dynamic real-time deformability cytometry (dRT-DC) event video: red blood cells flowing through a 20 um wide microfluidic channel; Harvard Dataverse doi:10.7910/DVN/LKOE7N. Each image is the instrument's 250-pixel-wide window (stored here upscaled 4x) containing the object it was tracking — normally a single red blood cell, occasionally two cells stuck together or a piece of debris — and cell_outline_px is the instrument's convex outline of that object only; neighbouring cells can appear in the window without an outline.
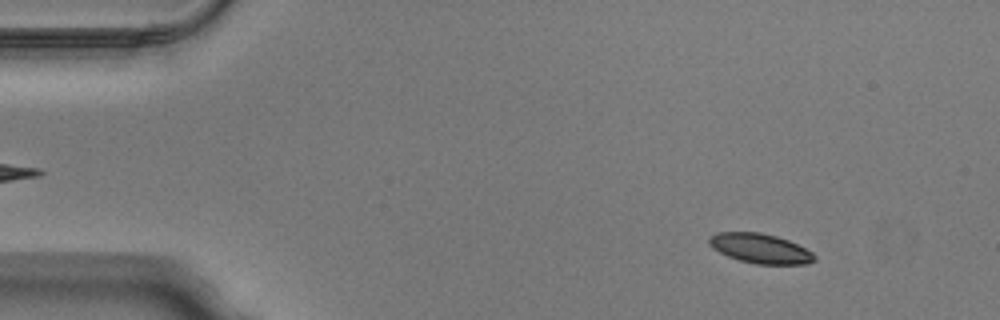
{"species": "Egyptian fruit bat (a non-hibernating species)", "species_latin": "Rousettus aegyptiacus", "temperature_condition": "warm", "stored_images_in_passage": 50, "camera_frame_rate_fps": 3000, "um_per_image_px": 0.085, "animal": {"sex": "male"}, "frame": {"image": 1, "passage_image": 6, "time_ms": 1.667, "image_size_px": [1000, 320], "cell_outline_px": [[816, 260], [808, 264], [756, 264], [740, 260], [728, 256], [712, 248], [708, 244], [708, 236], [716, 232], [760, 232], [776, 236], [788, 240], [812, 252], [816, 256]], "centroid_in_image_um": [64.6, 21.11], "position_along_channel_um": 20.4, "area_um2": 18.26}}
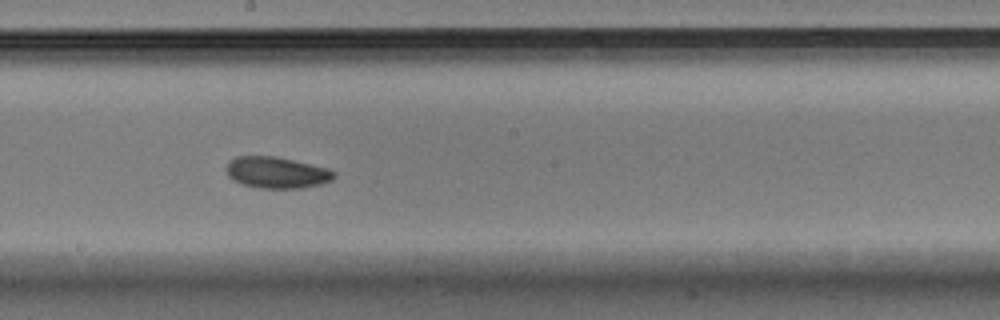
{"frame": {"image": 2, "passage_image": 28, "time_ms": 9.0, "image_size_px": [1000, 320], "cell_outline_px": [[336, 176], [332, 180], [320, 184], [300, 188], [260, 188], [244, 184], [232, 180], [228, 176], [224, 168], [228, 160], [236, 156], [276, 156], [328, 168], [336, 172]], "centroid_in_image_um": [23.48, 14.65], "position_along_channel_um": 224.7, "area_um2": 19.88}}
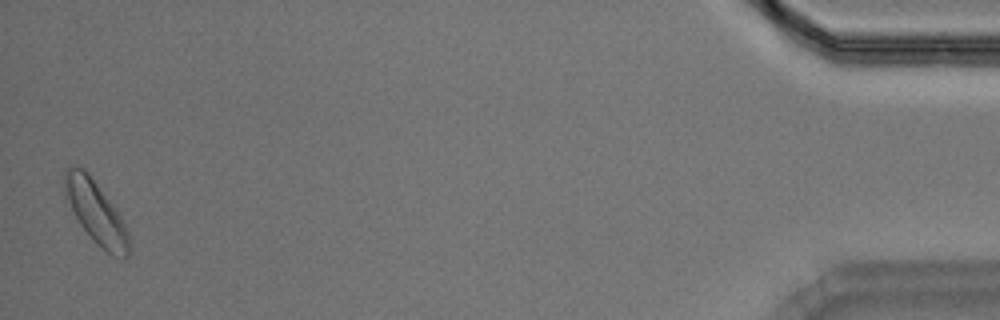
{"frame": {"image": 3, "passage_image": 50, "time_ms": 16.333, "image_size_px": [1000, 320], "cell_outline_px": [[128, 256], [112, 256], [96, 244], [80, 224], [64, 196], [64, 168], [72, 164], [84, 168], [88, 172], [116, 208], [128, 232]], "centroid_in_image_um": [8.1, 17.97], "position_along_channel_um": 427.1, "area_um2": 23.41}, "authors_computed_cell_mechanics": {"area_um2": 19.5075, "velocity_mm_per_s": 3.9815, "shape_relaxation_time_tau1_ms": 6.4703, "shape_relaxation_time_tau2_ms": 8.3587, "deformation_change_tau1": 0.1151, "deformation_change_tau2": 0.132}}